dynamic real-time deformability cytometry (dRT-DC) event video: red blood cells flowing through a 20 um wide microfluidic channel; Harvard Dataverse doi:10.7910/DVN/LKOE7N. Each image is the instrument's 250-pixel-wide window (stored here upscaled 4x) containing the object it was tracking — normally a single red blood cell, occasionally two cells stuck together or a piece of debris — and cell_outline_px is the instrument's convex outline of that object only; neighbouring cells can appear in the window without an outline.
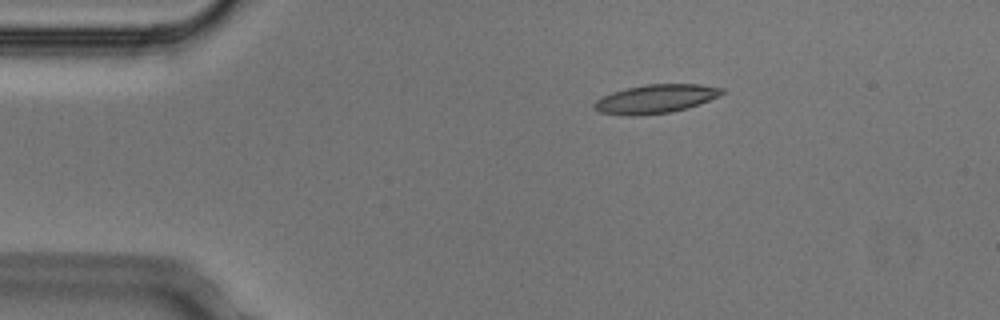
{"species": "Egyptian fruit bat (a non-hibernating species)", "species_latin": "Rousettus aegyptiacus", "temperature_condition": "cold", "stored_images_in_passage": 6, "camera_frame_rate_fps": 3000, "um_per_image_px": 0.085, "animal": {"sex": "male"}, "frame": {"image": 1, "passage_image": 2, "time_ms": 0.333, "image_size_px": [1000, 320], "cell_outline_px": [[724, 92], [720, 96], [700, 104], [688, 108], [672, 112], [636, 116], [620, 116], [600, 112], [592, 108], [592, 104], [596, 100], [612, 92], [624, 88], [648, 84], [700, 84], [724, 88]], "centroid_in_image_um": [55.71, 8.41], "position_along_channel_um": 29.3, "area_um2": 21.73}}
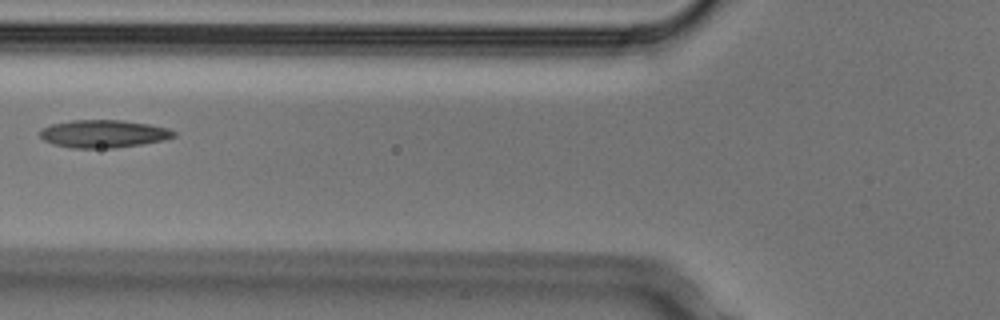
{"frame": {"image": 2, "passage_image": 5, "time_ms": 1.333, "image_size_px": [1000, 320], "cell_outline_px": [[176, 136], [164, 140], [116, 148], [72, 148], [52, 144], [44, 140], [40, 136], [40, 128], [52, 124], [72, 120], [120, 120], [148, 124], [168, 128], [176, 132]], "centroid_in_image_um": [8.78, 11.37], "position_along_channel_um": 117.0, "area_um2": 21.68}}
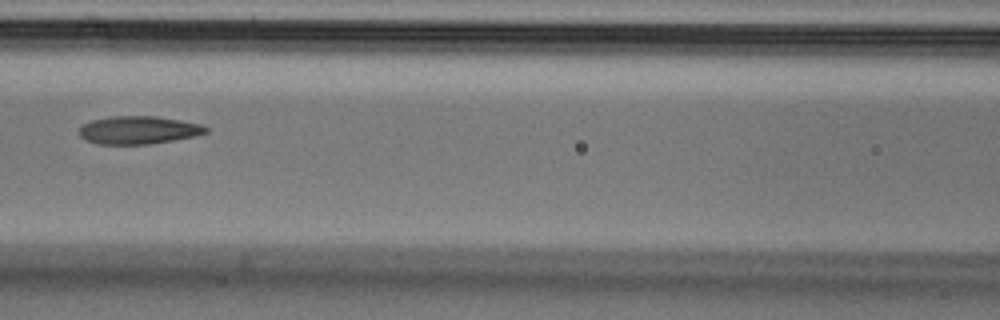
{"frame": {"image": 3, "passage_image": 6, "time_ms": 1.667, "image_size_px": [1000, 320], "cell_outline_px": [[208, 132], [196, 136], [148, 144], [100, 144], [88, 140], [80, 136], [80, 124], [92, 120], [112, 116], [156, 116], [180, 120], [200, 124], [208, 128]], "centroid_in_image_um": [11.77, 11.05], "position_along_channel_um": 154.8, "area_um2": 20.52}}